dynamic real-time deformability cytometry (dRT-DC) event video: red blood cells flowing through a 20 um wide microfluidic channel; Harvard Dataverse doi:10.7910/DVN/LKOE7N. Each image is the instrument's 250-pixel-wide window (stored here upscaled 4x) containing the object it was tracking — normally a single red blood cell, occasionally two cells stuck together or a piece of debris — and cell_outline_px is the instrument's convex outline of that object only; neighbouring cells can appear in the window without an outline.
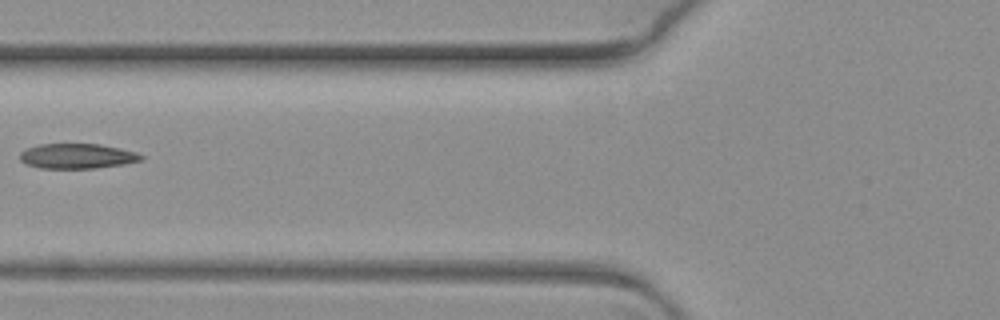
{"species": "common noctule bat (a hibernating species)", "species_latin": "Nyctalus noctula", "temperature_condition": "warm", "stored_images_in_passage": 12, "camera_frame_rate_fps": 3000, "um_per_image_px": 0.085, "animal": {"sex": "female", "body_mass_g": 19.3, "forearm_length_mm": 54.1}, "frame": {"image": 1, "passage_image": 7, "time_ms": 2.0, "image_size_px": [1000, 320], "cell_outline_px": [[144, 160], [124, 164], [92, 168], [40, 168], [24, 164], [20, 160], [20, 152], [24, 148], [40, 144], [100, 144], [120, 148], [136, 152], [144, 156]], "centroid_in_image_um": [6.54, 13.26], "position_along_channel_um": 119.3, "area_um2": 17.8}}
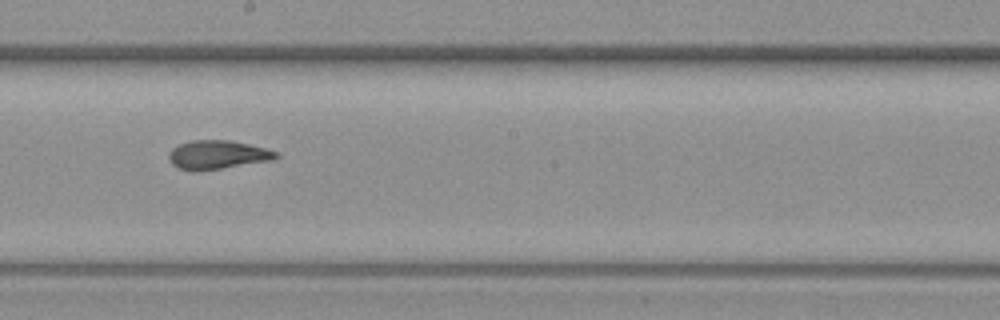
{"frame": {"image": 2, "passage_image": 10, "time_ms": 3.0, "image_size_px": [1000, 320], "cell_outline_px": [[280, 156], [272, 160], [196, 172], [192, 172], [180, 168], [172, 164], [168, 160], [168, 152], [172, 148], [180, 144], [192, 140], [228, 140], [248, 144], [264, 148], [276, 152]], "centroid_in_image_um": [18.43, 13.16], "position_along_channel_um": 229.8, "area_um2": 17.92}}
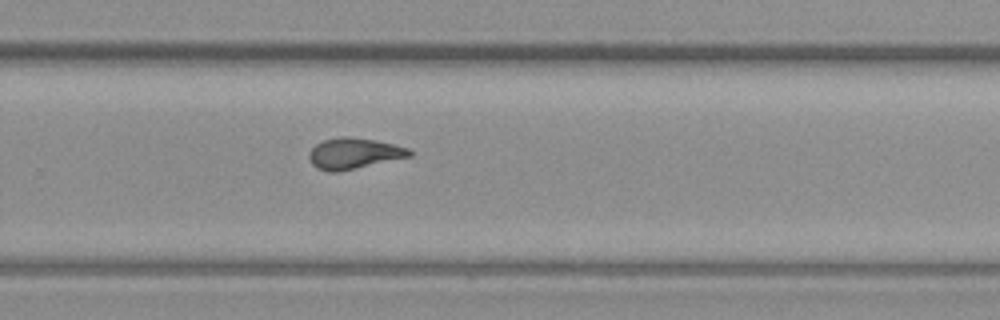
{"frame": {"image": 3, "passage_image": 12, "time_ms": 3.667, "image_size_px": [1000, 320], "cell_outline_px": [[412, 156], [336, 172], [328, 172], [316, 168], [312, 164], [308, 156], [308, 152], [316, 144], [324, 140], [340, 136], [348, 136], [376, 140], [408, 148], [412, 152]], "centroid_in_image_um": [30.05, 13.04], "position_along_channel_um": 299.8, "area_um2": 18.03}}